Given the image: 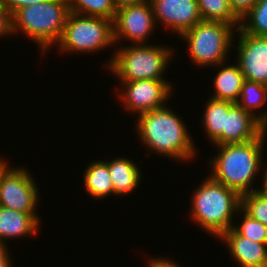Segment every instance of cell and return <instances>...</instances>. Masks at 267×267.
I'll return each instance as SVG.
<instances>
[{"label": "cell", "instance_id": "cell-1", "mask_svg": "<svg viewBox=\"0 0 267 267\" xmlns=\"http://www.w3.org/2000/svg\"><path fill=\"white\" fill-rule=\"evenodd\" d=\"M168 106L138 115L137 136L150 154L154 152L178 162H190L197 153V146L180 115Z\"/></svg>", "mask_w": 267, "mask_h": 267}, {"label": "cell", "instance_id": "cell-2", "mask_svg": "<svg viewBox=\"0 0 267 267\" xmlns=\"http://www.w3.org/2000/svg\"><path fill=\"white\" fill-rule=\"evenodd\" d=\"M266 136L267 129L254 140L215 145L218 153L209 160L208 167L212 172L208 175L240 195L259 190L252 184L265 163L263 147Z\"/></svg>", "mask_w": 267, "mask_h": 267}, {"label": "cell", "instance_id": "cell-3", "mask_svg": "<svg viewBox=\"0 0 267 267\" xmlns=\"http://www.w3.org/2000/svg\"><path fill=\"white\" fill-rule=\"evenodd\" d=\"M190 217L203 231L218 239L233 227L241 208V195L210 176L192 191Z\"/></svg>", "mask_w": 267, "mask_h": 267}, {"label": "cell", "instance_id": "cell-4", "mask_svg": "<svg viewBox=\"0 0 267 267\" xmlns=\"http://www.w3.org/2000/svg\"><path fill=\"white\" fill-rule=\"evenodd\" d=\"M115 48L106 68L118 81L166 80L164 73L173 59L171 46L156 44L125 45ZM169 47V48H168ZM113 56V57H112Z\"/></svg>", "mask_w": 267, "mask_h": 267}, {"label": "cell", "instance_id": "cell-5", "mask_svg": "<svg viewBox=\"0 0 267 267\" xmlns=\"http://www.w3.org/2000/svg\"><path fill=\"white\" fill-rule=\"evenodd\" d=\"M69 13L67 0H47L22 7L12 15L13 35L26 34L45 55L58 43Z\"/></svg>", "mask_w": 267, "mask_h": 267}, {"label": "cell", "instance_id": "cell-6", "mask_svg": "<svg viewBox=\"0 0 267 267\" xmlns=\"http://www.w3.org/2000/svg\"><path fill=\"white\" fill-rule=\"evenodd\" d=\"M236 30L226 22L201 20L179 37L188 43L189 54L195 66L215 67L226 60L228 63Z\"/></svg>", "mask_w": 267, "mask_h": 267}, {"label": "cell", "instance_id": "cell-7", "mask_svg": "<svg viewBox=\"0 0 267 267\" xmlns=\"http://www.w3.org/2000/svg\"><path fill=\"white\" fill-rule=\"evenodd\" d=\"M57 49L62 53H92L115 46L113 21L70 12Z\"/></svg>", "mask_w": 267, "mask_h": 267}, {"label": "cell", "instance_id": "cell-8", "mask_svg": "<svg viewBox=\"0 0 267 267\" xmlns=\"http://www.w3.org/2000/svg\"><path fill=\"white\" fill-rule=\"evenodd\" d=\"M121 84L118 92L119 101H121L126 112H133L137 116L158 109L167 105L171 99V82L168 80H137V81H119ZM173 88V89H172Z\"/></svg>", "mask_w": 267, "mask_h": 267}, {"label": "cell", "instance_id": "cell-9", "mask_svg": "<svg viewBox=\"0 0 267 267\" xmlns=\"http://www.w3.org/2000/svg\"><path fill=\"white\" fill-rule=\"evenodd\" d=\"M28 169L9 167L0 179V206L29 214H38L39 191Z\"/></svg>", "mask_w": 267, "mask_h": 267}, {"label": "cell", "instance_id": "cell-10", "mask_svg": "<svg viewBox=\"0 0 267 267\" xmlns=\"http://www.w3.org/2000/svg\"><path fill=\"white\" fill-rule=\"evenodd\" d=\"M155 24L150 2L117 8L113 20L114 43H120L125 39L130 41L131 45L149 44L147 40L157 28Z\"/></svg>", "mask_w": 267, "mask_h": 267}, {"label": "cell", "instance_id": "cell-11", "mask_svg": "<svg viewBox=\"0 0 267 267\" xmlns=\"http://www.w3.org/2000/svg\"><path fill=\"white\" fill-rule=\"evenodd\" d=\"M236 47V62L245 80L255 81L267 86V36L243 33L239 28Z\"/></svg>", "mask_w": 267, "mask_h": 267}, {"label": "cell", "instance_id": "cell-12", "mask_svg": "<svg viewBox=\"0 0 267 267\" xmlns=\"http://www.w3.org/2000/svg\"><path fill=\"white\" fill-rule=\"evenodd\" d=\"M155 22L180 36L200 22L197 0H150Z\"/></svg>", "mask_w": 267, "mask_h": 267}, {"label": "cell", "instance_id": "cell-13", "mask_svg": "<svg viewBox=\"0 0 267 267\" xmlns=\"http://www.w3.org/2000/svg\"><path fill=\"white\" fill-rule=\"evenodd\" d=\"M267 128L252 114L234 103L226 115L225 129L212 145L243 143L257 139Z\"/></svg>", "mask_w": 267, "mask_h": 267}, {"label": "cell", "instance_id": "cell-14", "mask_svg": "<svg viewBox=\"0 0 267 267\" xmlns=\"http://www.w3.org/2000/svg\"><path fill=\"white\" fill-rule=\"evenodd\" d=\"M218 239L226 243L230 258L240 267H267V243H257L240 236L233 228Z\"/></svg>", "mask_w": 267, "mask_h": 267}, {"label": "cell", "instance_id": "cell-15", "mask_svg": "<svg viewBox=\"0 0 267 267\" xmlns=\"http://www.w3.org/2000/svg\"><path fill=\"white\" fill-rule=\"evenodd\" d=\"M41 223L37 214L15 211L0 206V242L7 244L8 239L36 235Z\"/></svg>", "mask_w": 267, "mask_h": 267}, {"label": "cell", "instance_id": "cell-16", "mask_svg": "<svg viewBox=\"0 0 267 267\" xmlns=\"http://www.w3.org/2000/svg\"><path fill=\"white\" fill-rule=\"evenodd\" d=\"M105 162L111 174L114 196L123 197L137 189L142 175L136 162L123 156Z\"/></svg>", "mask_w": 267, "mask_h": 267}, {"label": "cell", "instance_id": "cell-17", "mask_svg": "<svg viewBox=\"0 0 267 267\" xmlns=\"http://www.w3.org/2000/svg\"><path fill=\"white\" fill-rule=\"evenodd\" d=\"M225 63L216 65L221 69L215 74L213 80L215 92L210 98L237 103L245 78L236 61L234 65L226 64L225 66Z\"/></svg>", "mask_w": 267, "mask_h": 267}, {"label": "cell", "instance_id": "cell-18", "mask_svg": "<svg viewBox=\"0 0 267 267\" xmlns=\"http://www.w3.org/2000/svg\"><path fill=\"white\" fill-rule=\"evenodd\" d=\"M83 173L85 190L92 199L100 200L114 195L111 174L105 160L93 161L86 166Z\"/></svg>", "mask_w": 267, "mask_h": 267}, {"label": "cell", "instance_id": "cell-19", "mask_svg": "<svg viewBox=\"0 0 267 267\" xmlns=\"http://www.w3.org/2000/svg\"><path fill=\"white\" fill-rule=\"evenodd\" d=\"M266 103L267 86L255 81L245 80L241 88L237 104L241 108L252 114L267 128V109L265 106ZM262 107L265 109L264 111L261 110L263 109Z\"/></svg>", "mask_w": 267, "mask_h": 267}, {"label": "cell", "instance_id": "cell-20", "mask_svg": "<svg viewBox=\"0 0 267 267\" xmlns=\"http://www.w3.org/2000/svg\"><path fill=\"white\" fill-rule=\"evenodd\" d=\"M234 103L208 98L202 116V125L209 142L213 144L225 129L226 115Z\"/></svg>", "mask_w": 267, "mask_h": 267}, {"label": "cell", "instance_id": "cell-21", "mask_svg": "<svg viewBox=\"0 0 267 267\" xmlns=\"http://www.w3.org/2000/svg\"><path fill=\"white\" fill-rule=\"evenodd\" d=\"M202 20L222 21L240 27V20L234 15L228 0H197Z\"/></svg>", "mask_w": 267, "mask_h": 267}, {"label": "cell", "instance_id": "cell-22", "mask_svg": "<svg viewBox=\"0 0 267 267\" xmlns=\"http://www.w3.org/2000/svg\"><path fill=\"white\" fill-rule=\"evenodd\" d=\"M69 11L86 16L114 20L117 7L114 0H67Z\"/></svg>", "mask_w": 267, "mask_h": 267}, {"label": "cell", "instance_id": "cell-23", "mask_svg": "<svg viewBox=\"0 0 267 267\" xmlns=\"http://www.w3.org/2000/svg\"><path fill=\"white\" fill-rule=\"evenodd\" d=\"M243 33L267 36V0H258L254 7L240 20Z\"/></svg>", "mask_w": 267, "mask_h": 267}, {"label": "cell", "instance_id": "cell-24", "mask_svg": "<svg viewBox=\"0 0 267 267\" xmlns=\"http://www.w3.org/2000/svg\"><path fill=\"white\" fill-rule=\"evenodd\" d=\"M241 208L255 220L267 225V194L260 189L241 195Z\"/></svg>", "mask_w": 267, "mask_h": 267}, {"label": "cell", "instance_id": "cell-25", "mask_svg": "<svg viewBox=\"0 0 267 267\" xmlns=\"http://www.w3.org/2000/svg\"><path fill=\"white\" fill-rule=\"evenodd\" d=\"M242 214L240 225L234 224L233 229L243 237H246L257 243H267V225L262 224L260 221L255 220L248 215L242 208L239 209Z\"/></svg>", "mask_w": 267, "mask_h": 267}, {"label": "cell", "instance_id": "cell-26", "mask_svg": "<svg viewBox=\"0 0 267 267\" xmlns=\"http://www.w3.org/2000/svg\"><path fill=\"white\" fill-rule=\"evenodd\" d=\"M234 15L241 20L257 3L258 0H228Z\"/></svg>", "mask_w": 267, "mask_h": 267}, {"label": "cell", "instance_id": "cell-27", "mask_svg": "<svg viewBox=\"0 0 267 267\" xmlns=\"http://www.w3.org/2000/svg\"><path fill=\"white\" fill-rule=\"evenodd\" d=\"M7 35H13L12 15L10 11L0 3V38H3Z\"/></svg>", "mask_w": 267, "mask_h": 267}, {"label": "cell", "instance_id": "cell-28", "mask_svg": "<svg viewBox=\"0 0 267 267\" xmlns=\"http://www.w3.org/2000/svg\"><path fill=\"white\" fill-rule=\"evenodd\" d=\"M47 0H0V3L13 15L18 9L45 2Z\"/></svg>", "mask_w": 267, "mask_h": 267}, {"label": "cell", "instance_id": "cell-29", "mask_svg": "<svg viewBox=\"0 0 267 267\" xmlns=\"http://www.w3.org/2000/svg\"><path fill=\"white\" fill-rule=\"evenodd\" d=\"M147 267H180L177 262L169 259V257H155L150 258L149 262L147 263Z\"/></svg>", "mask_w": 267, "mask_h": 267}, {"label": "cell", "instance_id": "cell-30", "mask_svg": "<svg viewBox=\"0 0 267 267\" xmlns=\"http://www.w3.org/2000/svg\"><path fill=\"white\" fill-rule=\"evenodd\" d=\"M9 244H3L0 242V267H13V261L11 259V252L8 250ZM9 252V253H8Z\"/></svg>", "mask_w": 267, "mask_h": 267}, {"label": "cell", "instance_id": "cell-31", "mask_svg": "<svg viewBox=\"0 0 267 267\" xmlns=\"http://www.w3.org/2000/svg\"><path fill=\"white\" fill-rule=\"evenodd\" d=\"M114 2L117 8H121L129 5L143 4L146 2H150V0H114Z\"/></svg>", "mask_w": 267, "mask_h": 267}, {"label": "cell", "instance_id": "cell-32", "mask_svg": "<svg viewBox=\"0 0 267 267\" xmlns=\"http://www.w3.org/2000/svg\"><path fill=\"white\" fill-rule=\"evenodd\" d=\"M266 163H267V161H266ZM266 163L265 164L263 163V167H265L262 169V171H264V172L262 174L263 178H262L261 182H263V183H260V184H262V186L259 188L265 194H267V165H266Z\"/></svg>", "mask_w": 267, "mask_h": 267}, {"label": "cell", "instance_id": "cell-33", "mask_svg": "<svg viewBox=\"0 0 267 267\" xmlns=\"http://www.w3.org/2000/svg\"><path fill=\"white\" fill-rule=\"evenodd\" d=\"M6 159L0 158V179L2 177V174L10 167V165L7 163L9 161H5Z\"/></svg>", "mask_w": 267, "mask_h": 267}]
</instances>
